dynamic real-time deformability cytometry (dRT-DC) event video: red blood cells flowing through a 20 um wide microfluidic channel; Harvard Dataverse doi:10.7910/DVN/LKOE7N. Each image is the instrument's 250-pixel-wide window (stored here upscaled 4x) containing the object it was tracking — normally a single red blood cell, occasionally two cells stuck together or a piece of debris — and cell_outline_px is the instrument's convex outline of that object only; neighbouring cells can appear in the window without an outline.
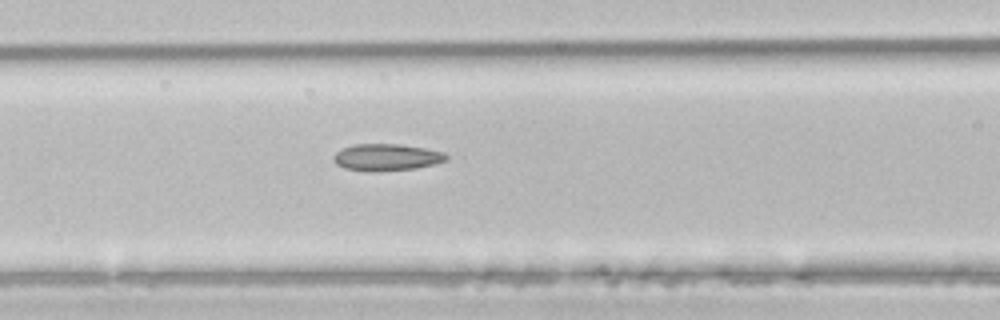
{"species": "common noctule bat (a hibernating species)", "species_latin": "Nyctalus noctula", "temperature_condition": "room temperature", "stored_images_in_passage": 6, "camera_frame_rate_fps": 3000, "um_per_image_px": 0.085, "animal": {"sex": "male", "body_mass_g": 21.5, "forearm_length_mm": 52.0}, "frame": {"image": 1, "passage_image": 6, "time_ms": 1.667, "image_size_px": [1000, 320], "cell_outline_px": [[448, 160], [416, 168], [344, 168], [336, 164], [332, 160], [332, 156], [336, 152], [344, 148], [356, 144], [396, 144], [424, 148], [444, 152], [448, 156]], "centroid_in_image_um": [32.88, 13.31], "position_along_channel_um": 133.7, "area_um2": 16.53}}